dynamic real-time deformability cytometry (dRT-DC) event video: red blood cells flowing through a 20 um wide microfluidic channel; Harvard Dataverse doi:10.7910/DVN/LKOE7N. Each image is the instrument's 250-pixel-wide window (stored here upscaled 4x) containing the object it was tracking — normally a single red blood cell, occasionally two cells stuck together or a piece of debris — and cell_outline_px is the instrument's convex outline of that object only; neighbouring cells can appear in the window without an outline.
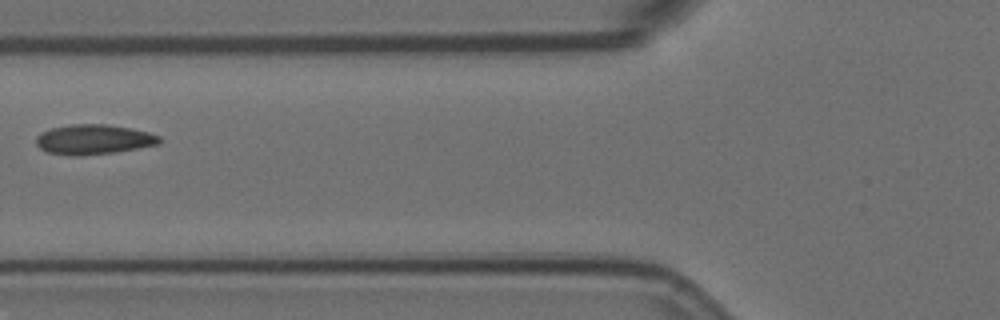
{"species": "Egyptian fruit bat (a non-hibernating species)", "species_latin": "Rousettus aegyptiacus", "temperature_condition": "room temperature", "stored_images_in_passage": 14, "camera_frame_rate_fps": 3000, "um_per_image_px": 0.085, "animal": {"sex": "female"}, "frame": {"image": 1, "passage_image": 5, "time_ms": 1.333, "image_size_px": [1000, 320], "cell_outline_px": [[160, 144], [116, 152], [84, 156], [72, 156], [48, 152], [40, 148], [36, 144], [36, 136], [40, 132], [52, 128], [72, 124], [104, 124], [132, 128], [148, 132], [160, 136]], "centroid_in_image_um": [7.95, 11.86], "position_along_channel_um": 117.8, "area_um2": 21.62}}
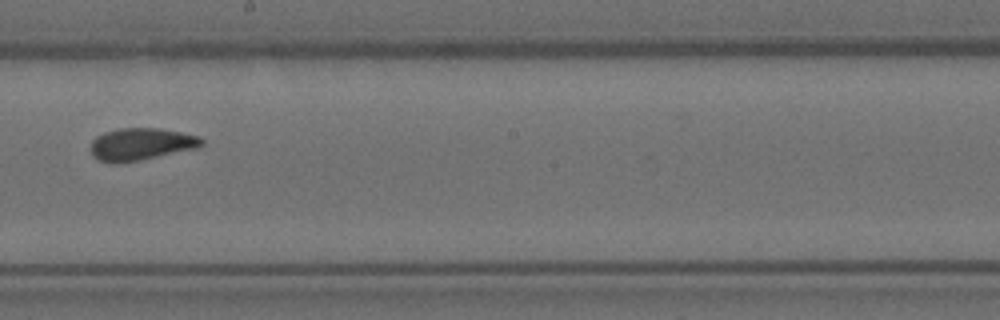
{"frame": {"image": 2, "passage_image": 8, "time_ms": 2.333, "image_size_px": [1000, 320], "cell_outline_px": [[204, 144], [200, 148], [140, 160], [116, 164], [112, 164], [100, 160], [92, 156], [92, 140], [96, 136], [104, 132], [120, 128], [160, 128], [200, 136], [204, 140]], "centroid_in_image_um": [12.03, 12.26], "position_along_channel_um": 236.2, "area_um2": 21.1}}
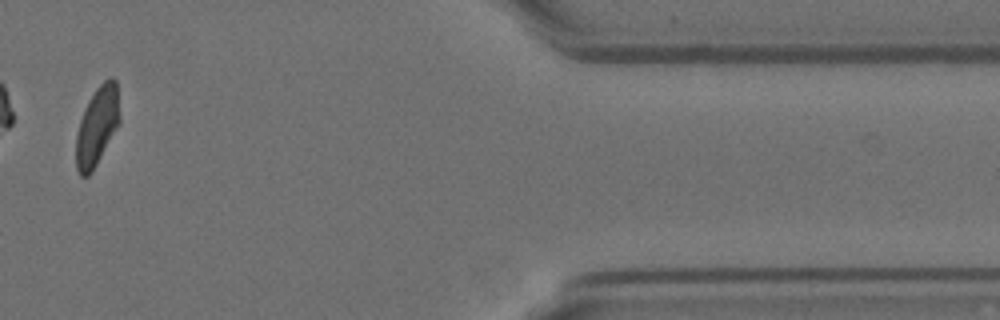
{"frame": {"image": 3, "passage_image": 13, "time_ms": 4.0, "image_size_px": [1000, 320], "cell_outline_px": [[120, 124], [92, 172], [88, 176], [80, 176], [76, 172], [76, 136], [80, 120], [84, 108], [88, 100], [96, 88], [108, 76], [112, 76], [116, 80], [120, 116]], "centroid_in_image_um": [8.26, 10.71], "position_along_channel_um": 403.1, "area_um2": 20.35}}